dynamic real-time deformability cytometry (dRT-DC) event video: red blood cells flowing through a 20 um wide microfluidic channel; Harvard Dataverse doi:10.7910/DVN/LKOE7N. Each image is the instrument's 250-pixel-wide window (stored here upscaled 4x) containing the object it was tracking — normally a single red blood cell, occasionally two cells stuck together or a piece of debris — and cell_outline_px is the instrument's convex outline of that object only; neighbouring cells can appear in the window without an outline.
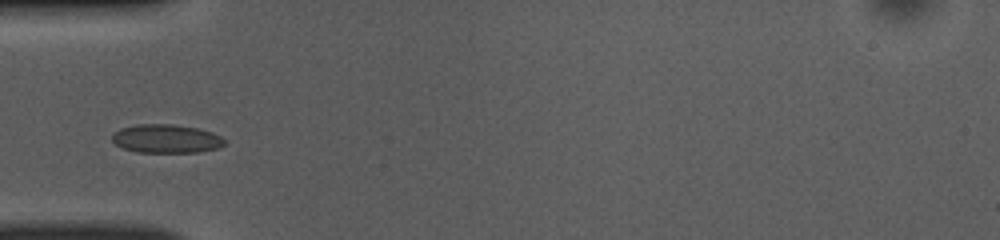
{"species": "common noctule bat (a hibernating species)", "species_latin": "Nyctalus noctula", "temperature_condition": "room temperature", "stored_images_in_passage": 36, "camera_frame_rate_fps": 3000, "um_per_image_px": 0.085, "animal": {"sex": "female", "body_mass_g": 10.0, "forearm_length_mm": 53.1}, "frame": {"image": 1, "passage_image": 1, "time_ms": 0.0, "image_size_px": [1000, 240], "cell_outline_px": [[224, 144], [216, 148], [196, 152], [136, 152], [124, 148], [116, 144], [112, 140], [112, 136], [120, 128], [136, 124], [172, 124], [196, 128], [212, 132], [220, 136], [224, 140]], "centroid_in_image_um": [14.1, 11.78], "position_along_channel_um": 70.9, "area_um2": 18.5}}
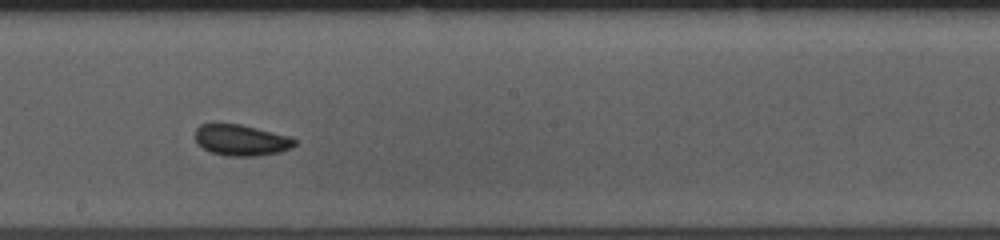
{"frame": {"image": 2, "passage_image": 13, "time_ms": 4.0, "image_size_px": [1000, 240], "cell_outline_px": [[296, 144], [292, 148], [280, 152], [256, 156], [228, 156], [212, 152], [204, 148], [196, 140], [196, 128], [200, 124], [240, 124], [288, 136], [296, 140]], "centroid_in_image_um": [20.52, 11.92], "position_along_channel_um": 227.7, "area_um2": 17.74}}
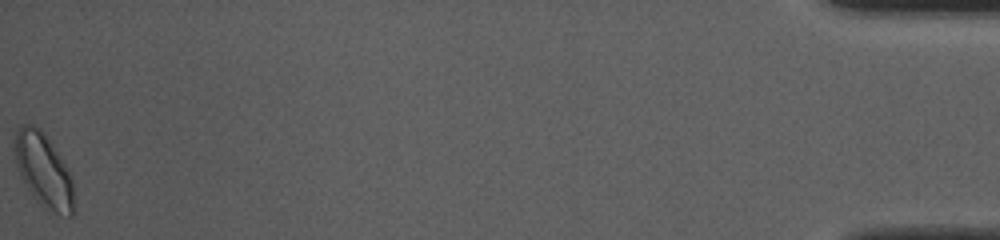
{"frame": {"image": 3, "passage_image": 36, "time_ms": 11.667, "image_size_px": [1000, 240], "cell_outline_px": [[72, 216], [68, 216], [48, 212], [32, 196], [20, 176], [16, 164], [12, 144], [16, 132], [24, 124], [32, 124], [40, 128], [44, 132], [68, 168], [72, 180]], "centroid_in_image_um": [3.66, 14.47], "position_along_channel_um": 431.5, "area_um2": 25.61}, "authors_computed_cell_mechanics": {"area_um2": 18.1492, "velocity_mm_per_s": 3.9115, "shape_relaxation_time_tau1_ms": 7.9215, "shape_relaxation_time_tau2_ms": null, "deformation_change_tau1": 0.1325, "deformation_change_tau2": null}}